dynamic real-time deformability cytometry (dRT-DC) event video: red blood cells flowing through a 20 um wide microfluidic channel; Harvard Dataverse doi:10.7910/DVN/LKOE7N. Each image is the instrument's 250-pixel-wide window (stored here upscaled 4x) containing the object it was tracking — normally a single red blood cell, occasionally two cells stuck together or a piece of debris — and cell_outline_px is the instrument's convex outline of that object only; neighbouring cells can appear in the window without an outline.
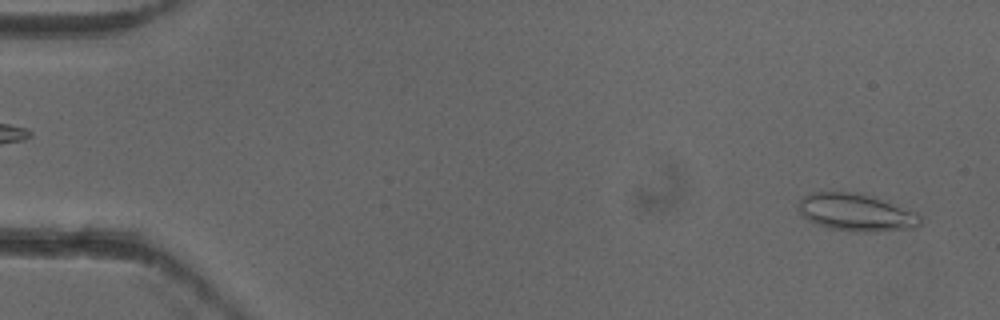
{"species": "common noctule bat (a hibernating species)", "species_latin": "Nyctalus noctula", "temperature_condition": "cold", "stored_images_in_passage": 4, "camera_frame_rate_fps": 3000, "um_per_image_px": 0.085, "animal": {"sex": "female"}, "frame": {"image": 1, "passage_image": 4, "time_ms": 1.0, "image_size_px": [1000, 320], "cell_outline_px": [[920, 228], [876, 232], [856, 232], [828, 228], [816, 224], [800, 216], [800, 200], [804, 196], [812, 192], [864, 192], [916, 212], [920, 216]], "centroid_in_image_um": [72.81, 18.06], "position_along_channel_um": 12.2, "area_um2": 27.05}}